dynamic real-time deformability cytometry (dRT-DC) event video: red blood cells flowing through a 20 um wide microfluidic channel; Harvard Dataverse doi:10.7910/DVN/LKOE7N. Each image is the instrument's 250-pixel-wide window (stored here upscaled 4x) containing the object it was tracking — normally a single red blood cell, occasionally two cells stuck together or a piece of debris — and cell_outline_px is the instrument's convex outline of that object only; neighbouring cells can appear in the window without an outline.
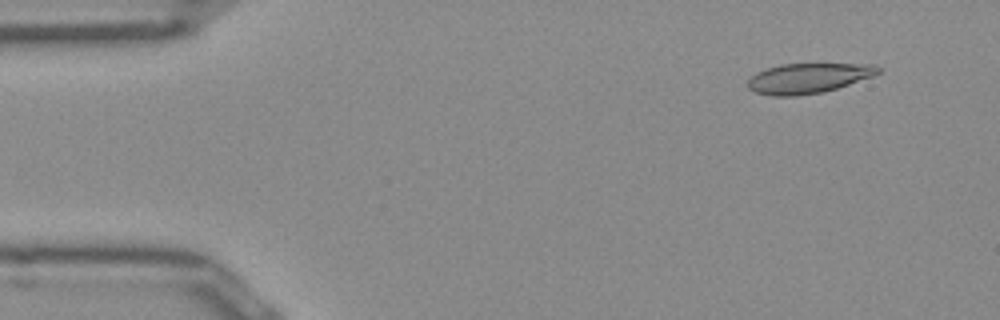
{"species": "Egyptian fruit bat (a non-hibernating species)", "species_latin": "Rousettus aegyptiacus", "temperature_condition": "room temperature", "stored_images_in_passage": 50, "camera_frame_rate_fps": 3000, "um_per_image_px": 0.085, "frame": {"image": 1, "passage_image": 4, "time_ms": 1.0, "image_size_px": [1000, 320], "cell_outline_px": [[880, 72], [872, 76], [836, 88], [820, 92], [796, 96], [772, 96], [756, 92], [748, 88], [748, 80], [756, 72], [764, 68], [780, 64], [876, 64], [880, 68]], "centroid_in_image_um": [68.66, 6.64], "position_along_channel_um": 16.3, "area_um2": 22.66}}
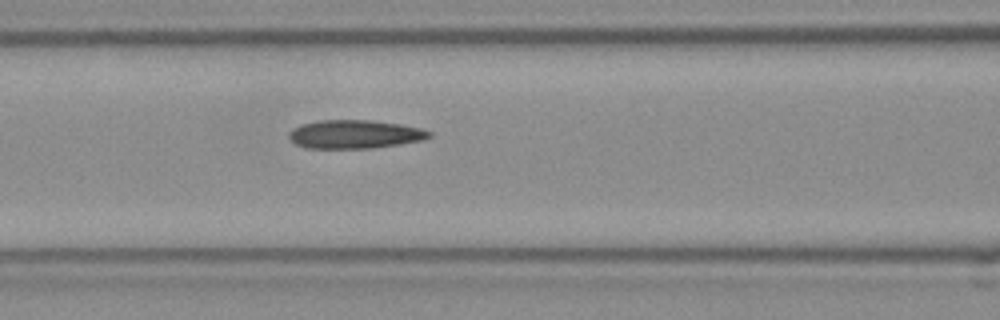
{"frame": {"image": 2, "passage_image": 20, "time_ms": 6.333, "image_size_px": [1000, 320], "cell_outline_px": [[432, 136], [424, 140], [376, 148], [308, 148], [296, 144], [288, 136], [288, 132], [292, 128], [300, 124], [320, 120], [372, 120], [400, 124], [420, 128], [432, 132]], "centroid_in_image_um": [30.16, 11.41], "position_along_channel_um": 136.4, "area_um2": 23.47}}
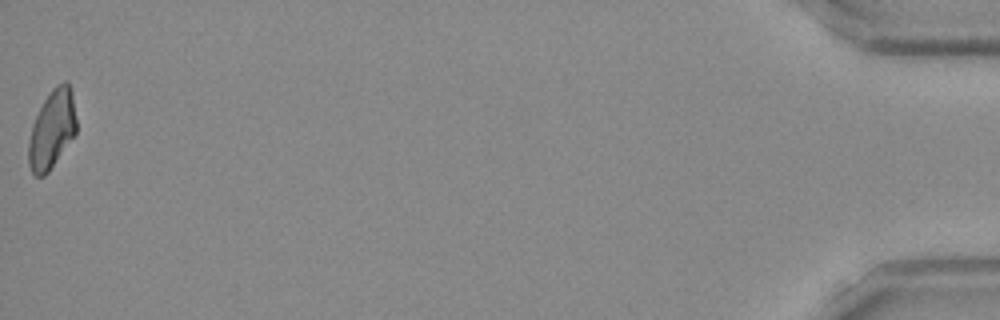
{"frame": {"image": 3, "passage_image": 50, "time_ms": 16.333, "image_size_px": [1000, 320], "cell_outline_px": [[76, 132], [48, 172], [44, 176], [32, 176], [28, 164], [28, 140], [32, 124], [44, 100], [52, 88], [56, 84], [64, 80], [68, 80], [72, 92], [76, 120]], "centroid_in_image_um": [4.39, 10.98], "position_along_channel_um": 430.8, "area_um2": 21.91}, "authors_computed_cell_mechanics": {"area_um2": 22.9466, "velocity_mm_per_s": 3.9865, "shape_relaxation_time_tau1_ms": null, "shape_relaxation_time_tau2_ms": 7.6523, "deformation_change_tau1": null, "deformation_change_tau2": 0.1601}}